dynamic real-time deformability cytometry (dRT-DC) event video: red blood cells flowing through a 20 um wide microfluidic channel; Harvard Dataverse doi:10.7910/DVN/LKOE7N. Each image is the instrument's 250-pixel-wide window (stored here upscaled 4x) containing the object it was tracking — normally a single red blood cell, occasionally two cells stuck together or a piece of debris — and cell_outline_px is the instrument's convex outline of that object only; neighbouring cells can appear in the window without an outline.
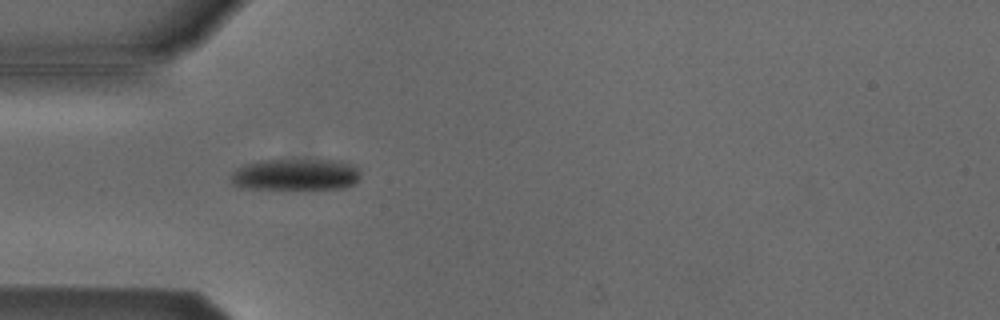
{"species": "Egyptian fruit bat (a non-hibernating species)", "species_latin": "Rousettus aegyptiacus", "temperature_condition": "cold", "stored_images_in_passage": 46, "camera_frame_rate_fps": 3000, "um_per_image_px": 0.085, "animal": {"sex": "male"}, "frame": {"image": 1, "passage_image": 12, "time_ms": 3.667, "image_size_px": [1000, 320], "cell_outline_px": [[360, 180], [344, 188], [240, 188], [232, 184], [232, 172], [236, 168], [244, 164], [260, 160], [340, 160], [352, 164], [360, 172]], "centroid_in_image_um": [25.13, 14.82], "position_along_channel_um": 59.9, "area_um2": 23.81}}
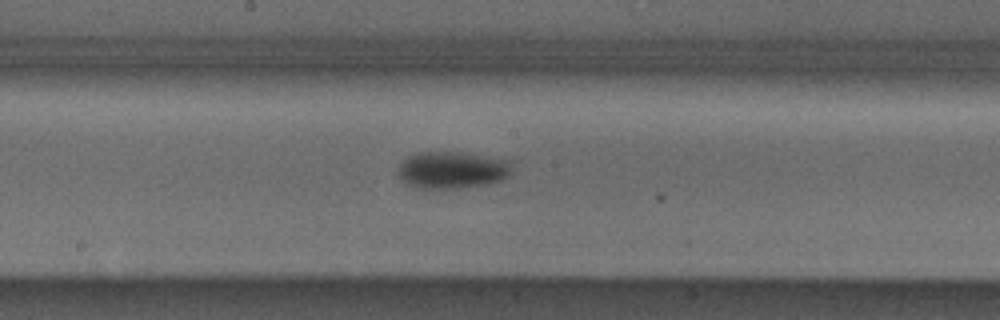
{"frame": {"image": 2, "passage_image": 24, "time_ms": 7.667, "image_size_px": [1000, 320], "cell_outline_px": [[512, 172], [508, 176], [500, 180], [488, 184], [460, 188], [420, 188], [404, 184], [396, 172], [400, 164], [408, 156], [420, 152], [452, 152], [504, 160], [508, 164]], "centroid_in_image_um": [38.33, 14.48], "position_along_channel_um": 209.9, "area_um2": 24.1}}
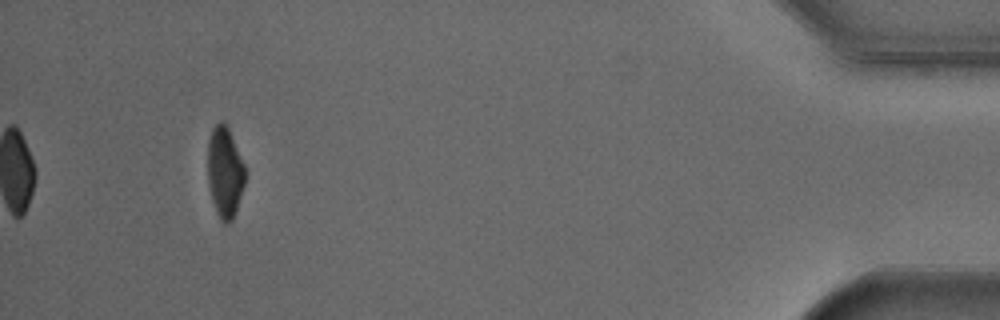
{"frame": {"image": 3, "passage_image": 46, "time_ms": 15.0, "image_size_px": [1000, 320], "cell_outline_px": [[244, 184], [232, 220], [228, 224], [224, 224], [220, 220], [216, 212], [212, 200], [208, 184], [208, 140], [212, 128], [220, 120], [224, 120], [228, 128], [244, 164]], "centroid_in_image_um": [19.08, 14.62], "position_along_channel_um": 416.1, "area_um2": 19.59}, "authors_computed_cell_mechanics": {"area_um2": 22.7154, "velocity_mm_per_s": 3.817, "shape_relaxation_time_tau1_ms": 1.6128, "shape_relaxation_time_tau2_ms": null, "deformation_change_tau1": 0.121, "deformation_change_tau2": null}}